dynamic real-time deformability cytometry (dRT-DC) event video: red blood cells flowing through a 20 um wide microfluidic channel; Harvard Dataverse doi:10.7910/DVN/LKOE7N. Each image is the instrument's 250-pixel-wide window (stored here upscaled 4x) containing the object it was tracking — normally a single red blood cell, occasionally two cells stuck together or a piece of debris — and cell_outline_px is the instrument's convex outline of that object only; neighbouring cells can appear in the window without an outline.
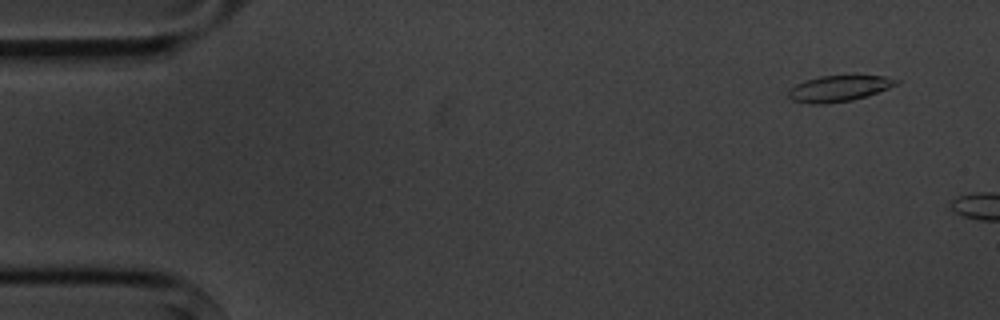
{"species": "common noctule bat (a hibernating species)", "species_latin": "Nyctalus noctula", "temperature_condition": "cold", "stored_images_in_passage": 2, "camera_frame_rate_fps": 3000, "um_per_image_px": 0.085, "animal": {"sex": "male", "body_mass_g": 20.1, "forearm_length_mm": 53.5}, "frame": {"image": 1, "passage_image": 1, "time_ms": 0.0, "image_size_px": [1000, 320], "cell_outline_px": [[900, 84], [852, 100], [824, 104], [808, 104], [792, 100], [788, 96], [788, 88], [796, 84], [820, 76], [852, 72], [884, 76], [900, 80]], "centroid_in_image_um": [71.34, 7.46], "position_along_channel_um": 13.7, "area_um2": 17.11}}